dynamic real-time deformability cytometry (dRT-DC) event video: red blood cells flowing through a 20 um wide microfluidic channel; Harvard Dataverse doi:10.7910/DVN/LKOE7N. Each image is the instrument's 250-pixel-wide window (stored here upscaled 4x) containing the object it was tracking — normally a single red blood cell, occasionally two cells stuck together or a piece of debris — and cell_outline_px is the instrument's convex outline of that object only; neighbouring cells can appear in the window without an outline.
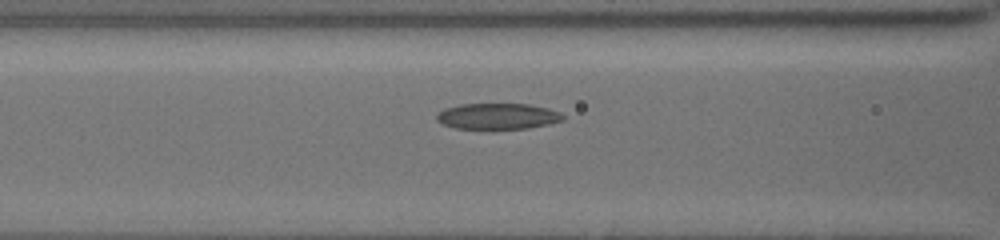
{"species": "common noctule bat (a hibernating species)", "species_latin": "Nyctalus noctula", "temperature_condition": "cold", "stored_images_in_passage": 10, "segment_of_instrument_passage": [1, 2], "camera_frame_rate_fps": 3000, "um_per_image_px": 0.085, "animal": {"sex": "female", "body_mass_g": 19.5, "forearm_length_mm": 54.1}, "frame": {"image": 1, "passage_image": 4, "time_ms": 2.333, "image_size_px": [1000, 240], "cell_outline_px": [[564, 120], [548, 124], [528, 128], [456, 128], [444, 124], [436, 120], [436, 116], [440, 112], [448, 108], [460, 104], [528, 104], [560, 112], [564, 116]], "centroid_in_image_um": [42.32, 9.88], "position_along_channel_um": 124.3, "area_um2": 18.67}}
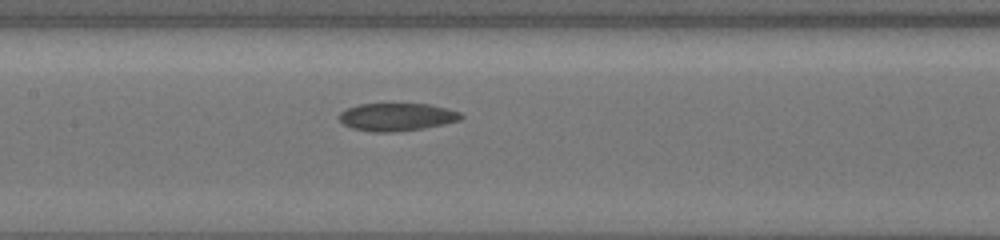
{"frame": {"image": 2, "passage_image": 6, "time_ms": 3.667, "image_size_px": [1000, 240], "cell_outline_px": [[464, 116], [460, 120], [444, 124], [424, 128], [392, 132], [372, 132], [352, 128], [344, 124], [340, 120], [340, 112], [348, 108], [360, 104], [428, 104], [460, 112]], "centroid_in_image_um": [33.73, 9.95], "position_along_channel_um": 173.7, "area_um2": 19.54}}
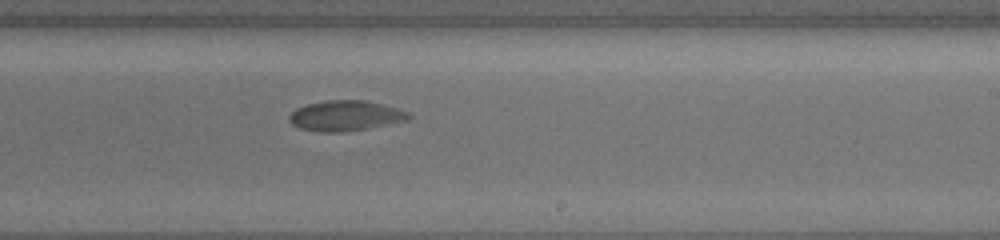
{"frame": {"image": 3, "passage_image": 9, "time_ms": 6.0, "image_size_px": [1000, 240], "cell_outline_px": [[412, 116], [408, 120], [364, 128], [340, 132], [320, 132], [300, 128], [292, 124], [288, 120], [288, 116], [296, 108], [308, 104], [324, 100], [364, 100], [396, 108], [408, 112]], "centroid_in_image_um": [29.31, 9.83], "position_along_channel_um": 259.7, "area_um2": 20.81}}